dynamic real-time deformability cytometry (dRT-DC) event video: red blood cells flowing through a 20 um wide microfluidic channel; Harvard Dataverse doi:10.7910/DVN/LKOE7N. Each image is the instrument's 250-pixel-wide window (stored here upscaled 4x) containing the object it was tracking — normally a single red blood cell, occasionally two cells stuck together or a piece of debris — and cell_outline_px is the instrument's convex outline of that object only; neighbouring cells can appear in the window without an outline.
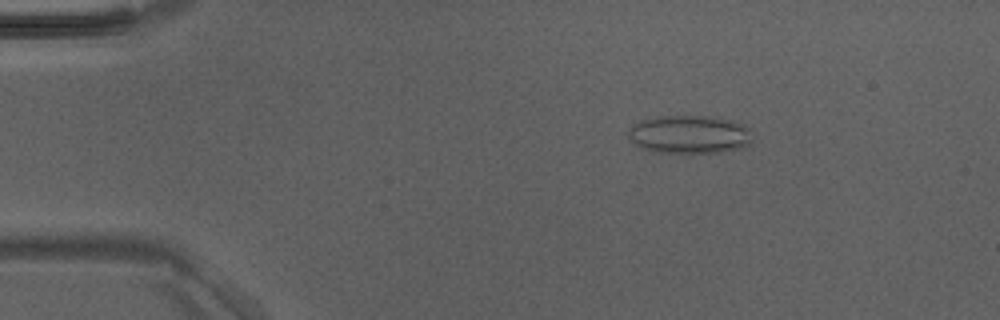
{"species": "Egyptian fruit bat (a non-hibernating species)", "species_latin": "Rousettus aegyptiacus", "temperature_condition": "room temperature", "stored_images_in_passage": 19, "camera_frame_rate_fps": 3000, "um_per_image_px": 0.085, "animal": {"sex": "male"}, "frame": {"image": 1, "passage_image": 8, "time_ms": 2.333, "image_size_px": [1000, 320], "cell_outline_px": [[752, 140], [748, 144], [740, 148], [720, 152], [652, 152], [640, 148], [628, 136], [628, 128], [632, 124], [640, 120], [656, 116], [712, 116], [732, 120], [744, 124], [752, 128]], "centroid_in_image_um": [58.61, 11.41], "position_along_channel_um": 26.4, "area_um2": 28.03}}